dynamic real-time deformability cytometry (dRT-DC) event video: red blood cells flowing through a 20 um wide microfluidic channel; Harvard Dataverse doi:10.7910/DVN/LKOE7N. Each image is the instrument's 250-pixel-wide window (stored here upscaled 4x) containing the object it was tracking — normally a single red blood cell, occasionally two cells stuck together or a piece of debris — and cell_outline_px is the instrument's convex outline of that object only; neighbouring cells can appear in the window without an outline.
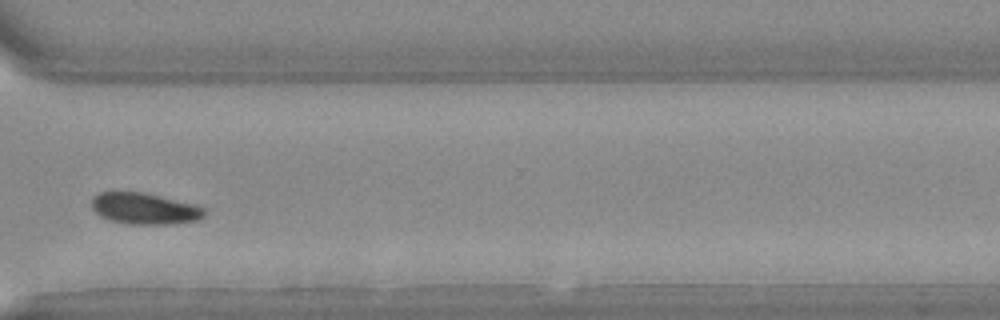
{"species": "Egyptian fruit bat (a non-hibernating species)", "species_latin": "Rousettus aegyptiacus", "temperature_condition": "warm", "stored_images_in_passage": 32, "camera_frame_rate_fps": 3000, "um_per_image_px": 0.085, "animal": {"sex": "female"}, "frame": {"image": 1, "passage_image": 23, "time_ms": 7.333, "image_size_px": [1000, 320], "cell_outline_px": [[204, 216], [196, 220], [172, 224], [132, 224], [108, 220], [100, 216], [92, 208], [92, 196], [100, 192], [140, 192], [196, 204], [204, 208]], "centroid_in_image_um": [12.26, 17.73], "position_along_channel_um": 358.3, "area_um2": 20.46}}
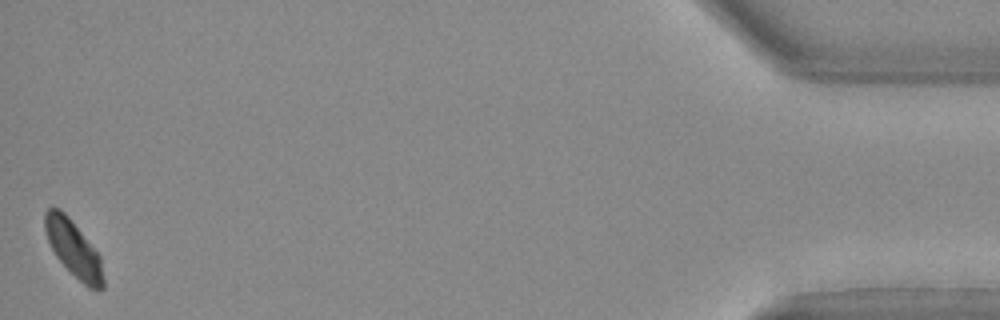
{"frame": {"image": 2, "passage_image": 32, "time_ms": 10.333, "image_size_px": [1000, 320], "cell_outline_px": [[104, 288], [88, 288], [56, 256], [48, 240], [44, 228], [44, 212], [48, 208], [60, 208], [64, 212], [100, 256], [104, 280]], "centroid_in_image_um": [6.23, 21.12], "position_along_channel_um": 429.0, "area_um2": 18.5}}